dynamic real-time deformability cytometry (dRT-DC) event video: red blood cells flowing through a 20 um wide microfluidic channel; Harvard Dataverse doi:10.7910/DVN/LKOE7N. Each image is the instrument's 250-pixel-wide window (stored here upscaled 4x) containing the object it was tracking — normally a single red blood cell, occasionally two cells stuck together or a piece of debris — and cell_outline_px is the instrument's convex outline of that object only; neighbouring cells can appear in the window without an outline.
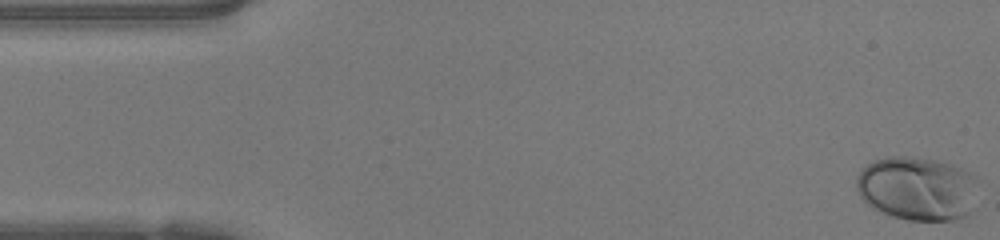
{"species": "human", "species_latin": "Homo sapiens", "temperature_condition": "warm", "stored_images_in_passage": 48, "camera_frame_rate_fps": 3000, "um_per_image_px": 0.085, "donor": {"sex": "female"}, "frame": {"image": 1, "passage_image": 1, "time_ms": 0.0, "image_size_px": [1000, 240], "cell_outline_px": [[976, 180], [968, 216], [956, 220], [908, 220], [892, 216], [872, 208], [860, 196], [856, 188], [856, 176], [860, 168], [876, 160], [888, 156], [912, 156], [936, 160], [952, 164], [976, 176]], "centroid_in_image_um": [77.91, 16.01], "position_along_channel_um": 7.1, "area_um2": 45.26}}
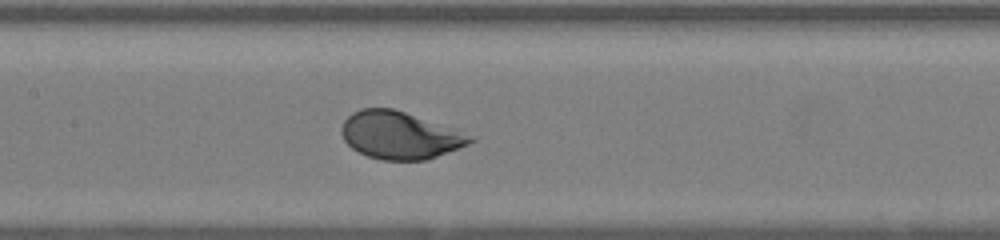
{"frame": {"image": 2, "passage_image": 22, "time_ms": 7.0, "image_size_px": [1000, 240], "cell_outline_px": [[480, 136], [476, 140], [468, 144], [428, 160], [380, 160], [368, 156], [352, 148], [344, 140], [340, 132], [340, 128], [344, 120], [352, 112], [360, 108], [392, 108]], "centroid_in_image_um": [34.03, 11.49], "position_along_channel_um": 173.4, "area_um2": 35.95}}
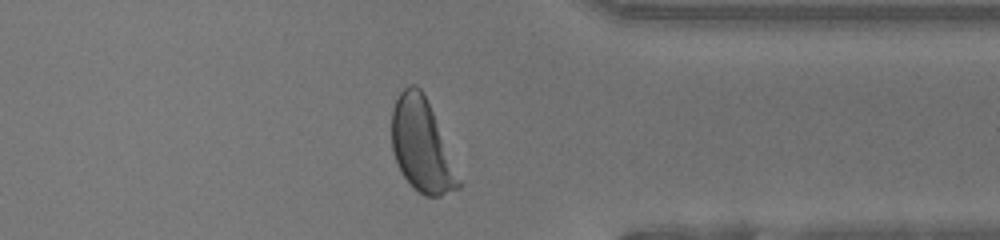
{"frame": {"image": 3, "passage_image": 37, "time_ms": 12.0, "image_size_px": [1000, 240], "cell_outline_px": [[464, 184], [460, 188], [440, 196], [424, 196], [412, 188], [404, 176], [392, 152], [392, 108], [400, 92], [408, 84], [416, 84], [420, 88], [432, 112]], "centroid_in_image_um": [35.86, 12.41], "position_along_channel_um": 375.5, "area_um2": 36.07}, "authors_computed_cell_mechanics": {"area_um2": 37.6856, "velocity_mm_per_s": 4.2184, "shape_relaxation_time_tau1_ms": 1.9943, "shape_relaxation_time_tau2_ms": null, "deformation_change_tau1": 0.1599, "deformation_change_tau2": null}}